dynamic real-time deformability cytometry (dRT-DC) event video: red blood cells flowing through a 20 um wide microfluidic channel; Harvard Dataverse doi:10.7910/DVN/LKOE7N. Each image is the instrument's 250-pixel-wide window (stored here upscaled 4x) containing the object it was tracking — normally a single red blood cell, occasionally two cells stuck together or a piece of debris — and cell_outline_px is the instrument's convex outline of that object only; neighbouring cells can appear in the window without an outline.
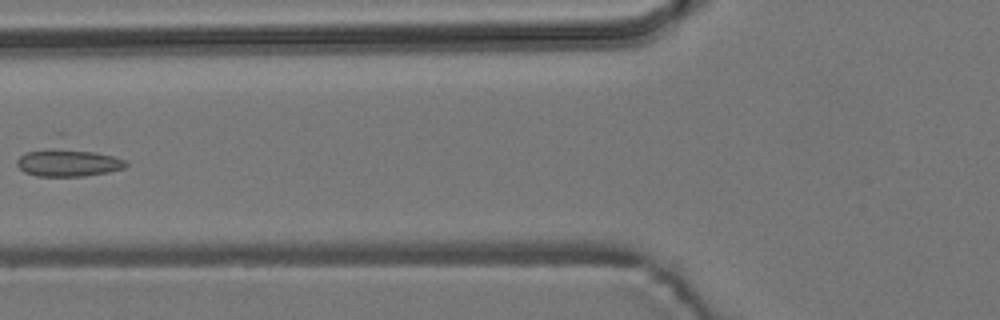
{"species": "common noctule bat (a hibernating species)", "species_latin": "Nyctalus noctula", "temperature_condition": "room temperature", "stored_images_in_passage": 7, "camera_frame_rate_fps": 3000, "um_per_image_px": 0.085, "animal": {"sex": "male", "body_mass_g": 19.2, "forearm_length_mm": 51.8}, "frame": {"image": 1, "passage_image": 6, "time_ms": 6.0, "image_size_px": [1000, 320], "cell_outline_px": [[128, 164], [124, 168], [108, 172], [84, 176], [36, 176], [24, 172], [16, 164], [16, 160], [24, 152], [56, 132], [64, 132], [116, 156], [124, 160]], "centroid_in_image_um": [5.73, 13.44], "position_along_channel_um": 120.1, "area_um2": 23.06}}
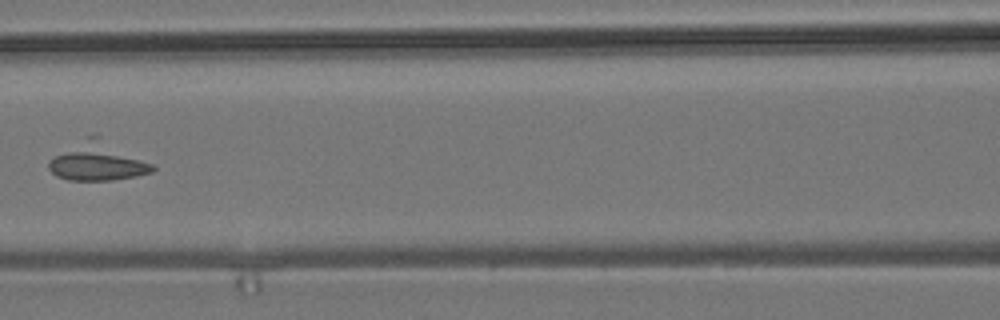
{"frame": {"image": 2, "passage_image": 7, "time_ms": 7.0, "image_size_px": [1000, 320], "cell_outline_px": [[156, 168], [152, 172], [136, 176], [112, 180], [68, 180], [56, 176], [48, 168], [48, 164], [56, 156], [92, 132], [152, 164]], "centroid_in_image_um": [8.32, 13.72], "position_along_channel_um": 158.3, "area_um2": 22.83}}